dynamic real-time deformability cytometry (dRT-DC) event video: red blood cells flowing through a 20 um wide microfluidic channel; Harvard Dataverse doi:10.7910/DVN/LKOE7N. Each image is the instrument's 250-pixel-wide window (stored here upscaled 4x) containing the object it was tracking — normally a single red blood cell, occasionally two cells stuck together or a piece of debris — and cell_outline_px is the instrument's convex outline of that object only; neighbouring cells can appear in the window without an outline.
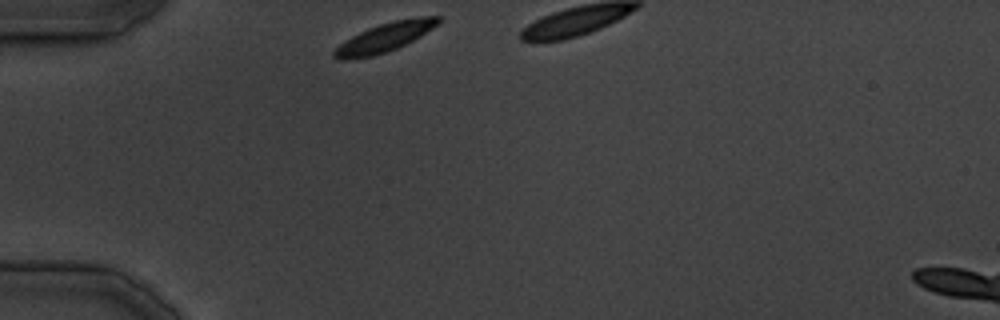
{"species": "common noctule bat (a hibernating species)", "species_latin": "Nyctalus noctula", "temperature_condition": "cold", "stored_images_in_passage": 7, "camera_frame_rate_fps": 3000, "um_per_image_px": 0.085, "animal": {"sex": "male", "body_mass_g": 19.5, "forearm_length_mm": 54.6}, "frame": {"image": 1, "passage_image": 1, "time_ms": 0.0, "image_size_px": [1000, 320], "cell_outline_px": [[440, 20], [432, 28], [420, 36], [396, 48], [372, 56], [348, 60], [336, 60], [332, 56], [332, 52], [340, 44], [352, 36], [368, 28], [380, 24], [396, 20], [420, 16], [440, 16]], "centroid_in_image_um": [32.64, 3.19], "position_along_channel_um": 52.4, "area_um2": 17.22}}
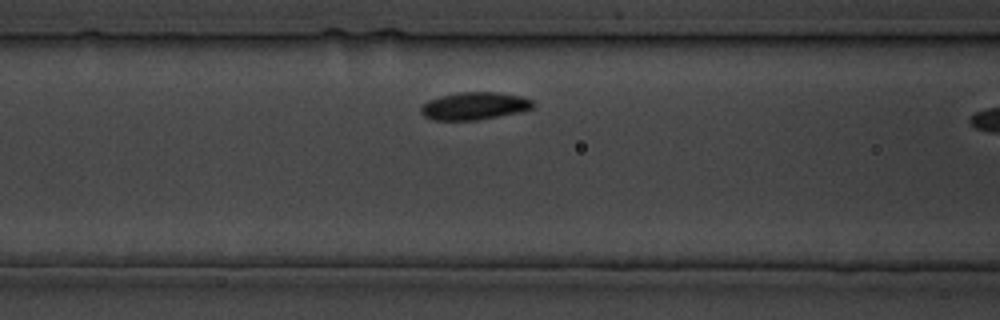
{"frame": {"image": 2, "passage_image": 6, "time_ms": 6.667, "image_size_px": [1000, 320], "cell_outline_px": [[536, 104], [532, 108], [520, 112], [476, 120], [432, 120], [424, 116], [420, 112], [420, 108], [428, 100], [440, 96], [460, 92], [496, 92], [520, 96], [532, 100]], "centroid_in_image_um": [40.31, 9.01], "position_along_channel_um": 126.3, "area_um2": 17.98}}